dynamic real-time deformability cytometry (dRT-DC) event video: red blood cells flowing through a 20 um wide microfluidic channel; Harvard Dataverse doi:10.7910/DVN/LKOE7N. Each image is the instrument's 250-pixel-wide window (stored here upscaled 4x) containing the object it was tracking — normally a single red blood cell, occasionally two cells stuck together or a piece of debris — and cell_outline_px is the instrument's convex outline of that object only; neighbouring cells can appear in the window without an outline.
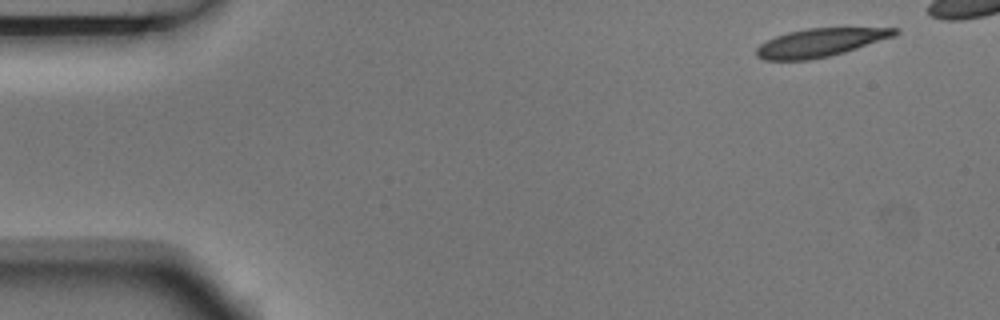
{"species": "Egyptian fruit bat (a non-hibernating species)", "species_latin": "Rousettus aegyptiacus", "temperature_condition": "room temperature", "stored_images_in_passage": 4, "camera_frame_rate_fps": 3000, "um_per_image_px": 0.085, "animal": {"sex": "male"}, "frame": {"image": 1, "passage_image": 1, "time_ms": 0.0, "image_size_px": [1000, 320], "cell_outline_px": [[900, 32], [896, 36], [844, 52], [828, 56], [808, 60], [764, 60], [756, 56], [756, 48], [760, 44], [776, 36], [788, 32], [808, 28], [900, 28]], "centroid_in_image_um": [69.73, 3.62], "position_along_channel_um": 15.3, "area_um2": 22.72}}